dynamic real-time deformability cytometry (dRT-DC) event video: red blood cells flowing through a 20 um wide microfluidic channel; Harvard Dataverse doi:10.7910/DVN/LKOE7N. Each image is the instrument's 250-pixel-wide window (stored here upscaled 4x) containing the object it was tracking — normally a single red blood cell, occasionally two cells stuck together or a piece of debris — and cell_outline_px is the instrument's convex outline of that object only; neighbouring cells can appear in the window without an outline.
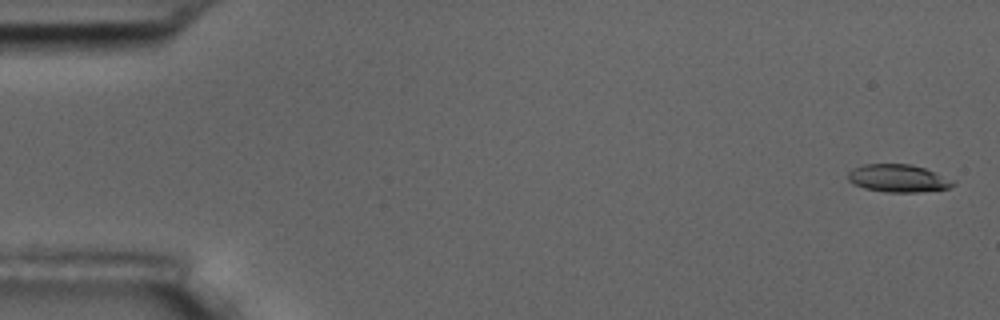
{"species": "common noctule bat (a hibernating species)", "species_latin": "Nyctalus noctula", "temperature_condition": "room temperature", "stored_images_in_passage": 8, "camera_frame_rate_fps": 3000, "um_per_image_px": 0.085, "animal": {"sex": "male", "body_mass_g": 17.5, "forearm_length_mm": 52.3}, "frame": {"image": 1, "passage_image": 1, "time_ms": 0.0, "image_size_px": [1000, 320], "cell_outline_px": [[956, 184], [948, 188], [916, 192], [888, 192], [864, 188], [852, 184], [848, 180], [848, 172], [852, 168], [864, 164], [912, 164], [936, 172], [952, 180]], "centroid_in_image_um": [76.31, 15.15], "position_along_channel_um": 8.7, "area_um2": 16.94}}
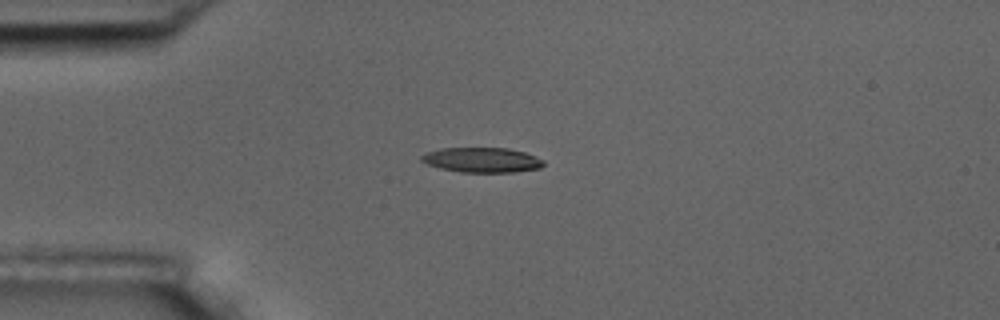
{"frame": {"image": 2, "passage_image": 4, "time_ms": 4.333, "image_size_px": [1000, 320], "cell_outline_px": [[544, 164], [540, 168], [512, 172], [460, 172], [440, 168], [428, 164], [420, 160], [420, 156], [424, 152], [440, 148], [508, 148], [524, 152], [536, 156], [544, 160]], "centroid_in_image_um": [40.94, 13.59], "position_along_channel_um": 44.1, "area_um2": 17.8}}
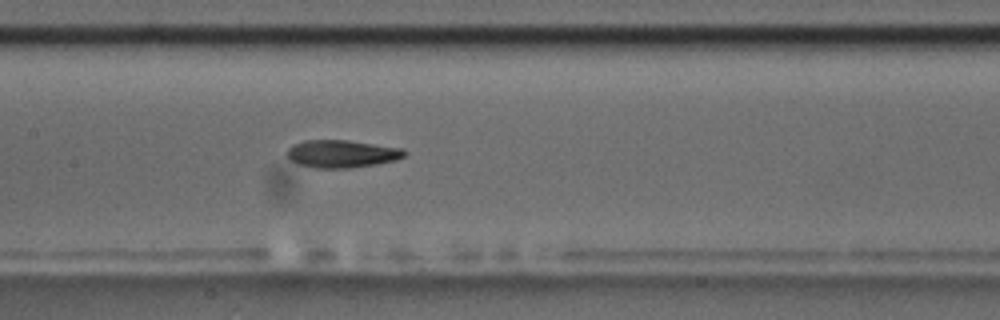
{"frame": {"image": 3, "passage_image": 8, "time_ms": 8.667, "image_size_px": [1000, 320], "cell_outline_px": [[408, 152], [404, 156], [396, 160], [376, 164], [352, 168], [316, 168], [296, 164], [288, 156], [288, 148], [292, 144], [304, 140], [348, 140], [404, 148]], "centroid_in_image_um": [29.07, 13.07], "position_along_channel_um": 178.3, "area_um2": 19.07}}